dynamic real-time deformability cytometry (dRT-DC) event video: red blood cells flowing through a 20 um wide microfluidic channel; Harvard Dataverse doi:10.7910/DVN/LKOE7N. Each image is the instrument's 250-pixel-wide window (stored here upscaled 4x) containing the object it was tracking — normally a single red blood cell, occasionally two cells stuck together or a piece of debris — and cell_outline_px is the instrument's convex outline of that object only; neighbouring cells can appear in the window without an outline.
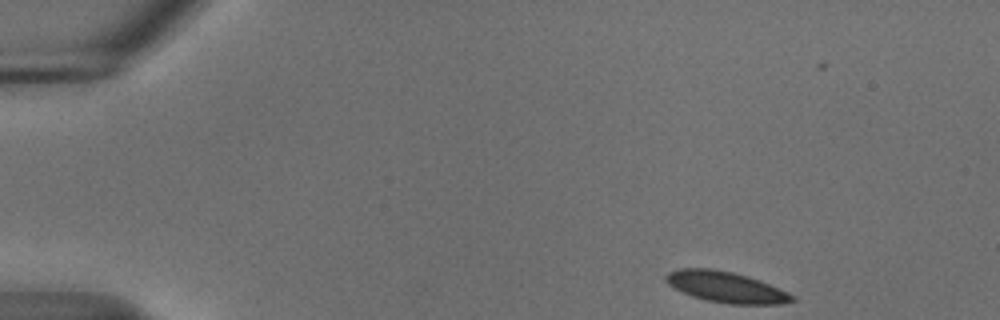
{"species": "common noctule bat (a hibernating species)", "species_latin": "Nyctalus noctula", "temperature_condition": "cold", "stored_images_in_passage": 49, "camera_frame_rate_fps": 3000, "um_per_image_px": 0.085, "animal": {"sex": "male", "body_mass_g": 18.8}, "frame": {"image": 1, "passage_image": 1, "time_ms": 0.0, "image_size_px": [1000, 320], "cell_outline_px": [[796, 300], [780, 304], [728, 304], [704, 300], [692, 296], [668, 284], [664, 280], [664, 276], [668, 272], [680, 268], [712, 268], [732, 272], [748, 276], [760, 280], [788, 292], [796, 296]], "centroid_in_image_um": [61.72, 24.4], "position_along_channel_um": 23.3, "area_um2": 22.83}}
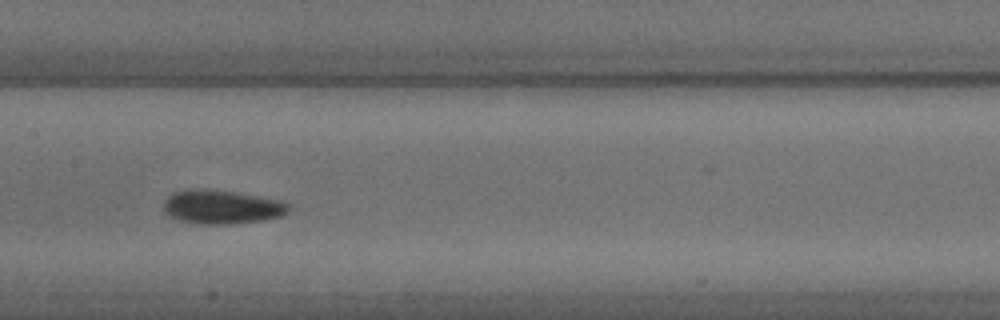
{"frame": {"image": 2, "passage_image": 22, "time_ms": 7.0, "image_size_px": [1000, 320], "cell_outline_px": [[288, 212], [280, 216], [264, 220], [236, 224], [196, 224], [180, 220], [164, 212], [164, 200], [172, 192], [200, 188], [204, 188], [236, 192], [280, 200], [288, 204]], "centroid_in_image_um": [18.83, 17.59], "position_along_channel_um": 188.6, "area_um2": 24.74}}
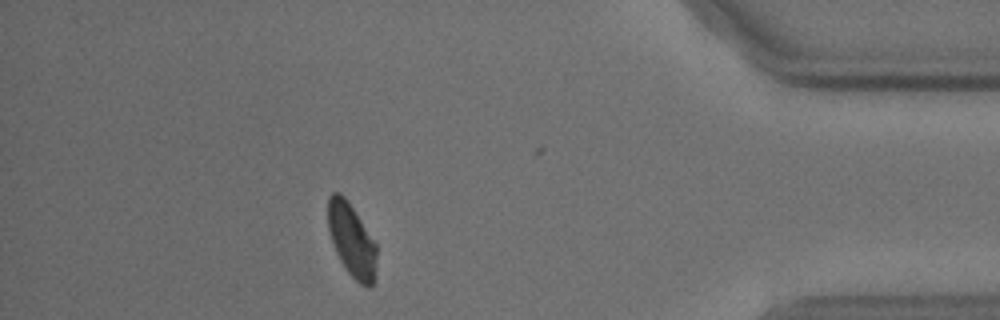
{"frame": {"image": 3, "passage_image": 43, "time_ms": 14.0, "image_size_px": [1000, 320], "cell_outline_px": [[376, 280], [368, 288], [360, 284], [348, 272], [340, 260], [336, 252], [328, 228], [328, 196], [332, 192], [340, 192], [344, 196], [376, 244]], "centroid_in_image_um": [29.89, 20.44], "position_along_channel_um": 405.3, "area_um2": 20.52}, "authors_computed_cell_mechanics": {"area_um2": 22.7154, "velocity_mm_per_s": 3.6592, "shape_relaxation_time_tau1_ms": 3.4063, "shape_relaxation_time_tau2_ms": null, "deformation_change_tau1": 0.0882, "deformation_change_tau2": null}}